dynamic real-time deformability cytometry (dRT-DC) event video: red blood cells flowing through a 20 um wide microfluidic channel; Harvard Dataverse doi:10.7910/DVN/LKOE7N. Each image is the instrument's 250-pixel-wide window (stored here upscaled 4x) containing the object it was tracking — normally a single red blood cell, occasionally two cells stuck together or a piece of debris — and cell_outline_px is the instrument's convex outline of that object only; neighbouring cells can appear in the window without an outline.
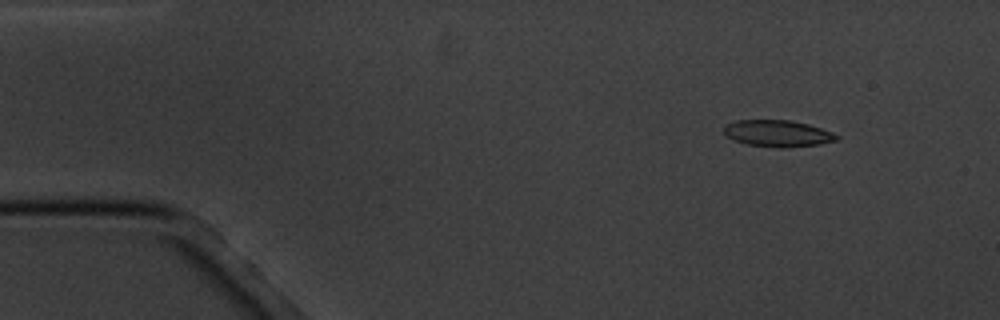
{"species": "common noctule bat (a hibernating species)", "species_latin": "Nyctalus noctula", "temperature_condition": "cold", "stored_images_in_passage": 3, "camera_frame_rate_fps": 3000, "um_per_image_px": 0.085, "animal": {"sex": "male", "body_mass_g": 20.1, "forearm_length_mm": 53.5}, "frame": {"image": 1, "passage_image": 1, "time_ms": 0.0, "image_size_px": [1000, 320], "cell_outline_px": [[840, 136], [836, 140], [820, 144], [784, 148], [780, 148], [748, 144], [724, 136], [724, 124], [736, 120], [792, 120], [808, 124], [832, 132]], "centroid_in_image_um": [66.08, 11.33], "position_along_channel_um": 18.9, "area_um2": 17.51}}
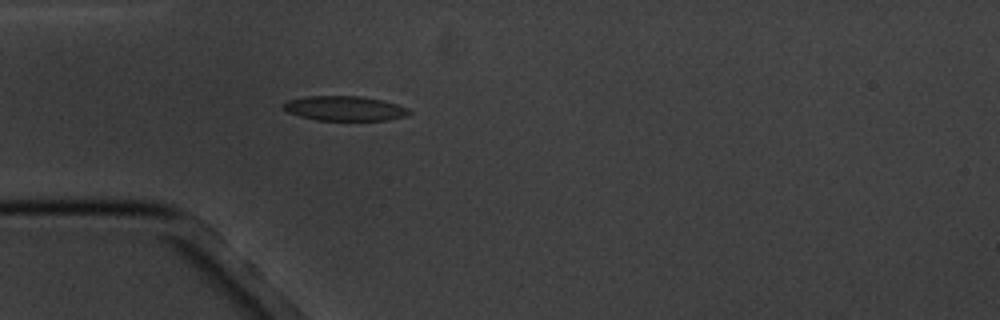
{"frame": {"image": 2, "passage_image": 3, "time_ms": 3.333, "image_size_px": [1000, 320], "cell_outline_px": [[412, 112], [404, 116], [388, 120], [316, 120], [300, 116], [288, 112], [280, 108], [280, 104], [288, 100], [308, 96], [360, 96], [380, 100], [396, 104], [408, 108]], "centroid_in_image_um": [29.24, 9.21], "position_along_channel_um": 55.8, "area_um2": 18.09}}